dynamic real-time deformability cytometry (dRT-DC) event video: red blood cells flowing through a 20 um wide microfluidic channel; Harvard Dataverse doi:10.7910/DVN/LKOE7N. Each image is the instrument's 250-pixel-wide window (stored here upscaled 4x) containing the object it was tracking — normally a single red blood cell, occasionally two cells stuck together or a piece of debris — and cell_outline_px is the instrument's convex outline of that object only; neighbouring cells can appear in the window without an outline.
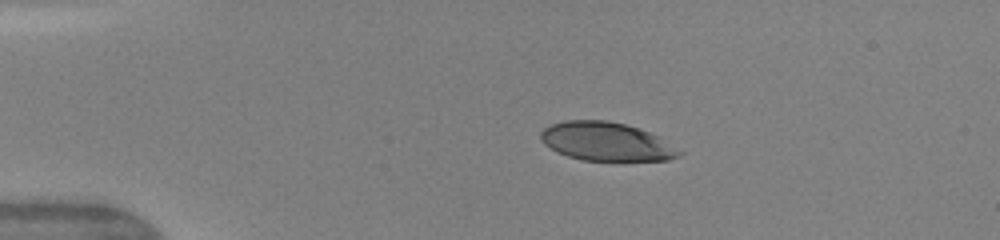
{"species": "human", "species_latin": "Homo sapiens", "temperature_condition": "warm", "stored_images_in_passage": 39, "camera_frame_rate_fps": 3000, "um_per_image_px": 0.085, "donor": {"sex": "female"}, "frame": {"image": 1, "passage_image": 1, "time_ms": 0.0, "image_size_px": [1000, 240], "cell_outline_px": [[684, 152], [680, 156], [668, 160], [580, 160], [556, 152], [544, 144], [540, 140], [540, 132], [544, 128], [552, 124], [564, 120], [608, 120], [624, 124], [648, 132], [656, 136]], "centroid_in_image_um": [51.48, 12.03], "position_along_channel_um": 33.5, "area_um2": 30.92}}
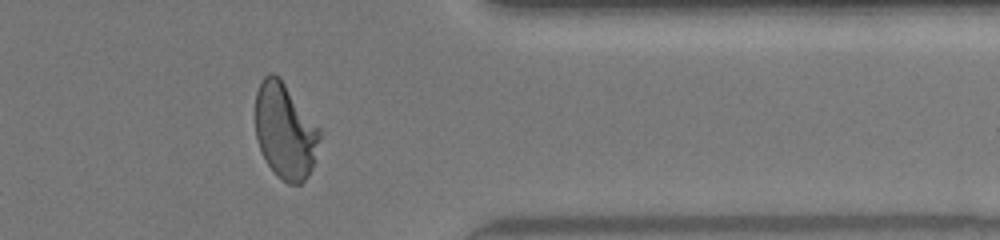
{"frame": {"image": 2, "passage_image": 31, "time_ms": 10.0, "image_size_px": [1000, 240], "cell_outline_px": [[320, 136], [312, 168], [308, 176], [300, 184], [288, 184], [276, 176], [268, 164], [260, 148], [256, 136], [256, 92], [264, 76], [268, 72], [272, 72], [280, 76], [320, 128]], "centroid_in_image_um": [24.23, 11.11], "position_along_channel_um": 387.2, "area_um2": 35.84}}
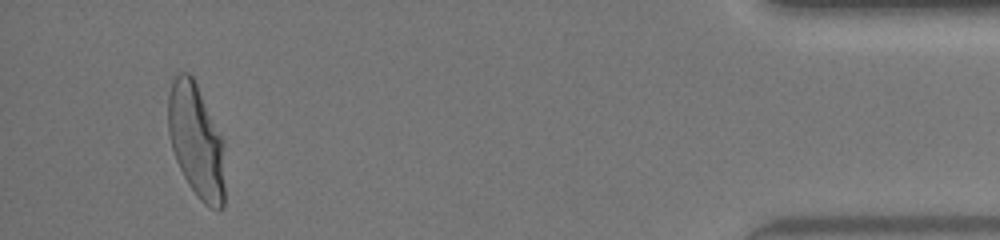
{"frame": {"image": 3, "passage_image": 37, "time_ms": 12.0, "image_size_px": [1000, 240], "cell_outline_px": [[224, 204], [220, 208], [212, 208], [204, 204], [196, 196], [188, 184], [176, 160], [172, 148], [168, 132], [168, 96], [172, 84], [176, 76], [180, 72], [188, 72], [192, 76], [224, 140]], "centroid_in_image_um": [16.69, 12.0], "position_along_channel_um": 418.5, "area_um2": 37.51}, "authors_computed_cell_mechanics": {"area_um2": 35.6626, "velocity_mm_per_s": 4.195, "shape_relaxation_time_tau1_ms": 4.7309, "shape_relaxation_time_tau2_ms": null, "deformation_change_tau1": 0.1977, "deformation_change_tau2": null}}